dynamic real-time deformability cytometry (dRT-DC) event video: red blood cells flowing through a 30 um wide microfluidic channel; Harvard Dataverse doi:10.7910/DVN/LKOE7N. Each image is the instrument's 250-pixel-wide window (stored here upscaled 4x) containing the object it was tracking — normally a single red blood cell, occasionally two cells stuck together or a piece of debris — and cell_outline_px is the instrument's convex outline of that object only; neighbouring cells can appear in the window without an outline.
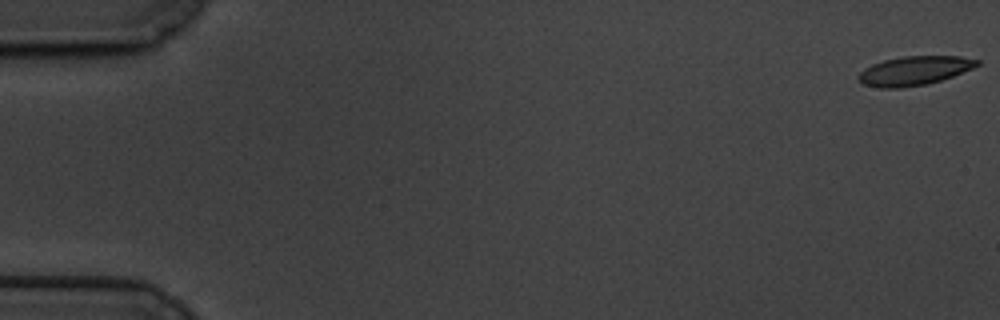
{"species": "common noctule bat (a hibernating species)", "species_latin": "Nyctalus noctula", "temperature_condition": "cold", "stored_images_in_passage": 61, "camera_frame_rate_fps": 3000, "um_per_image_px": 0.085, "animal": {"sex": "male", "body_mass_g": 19.5, "forearm_length_mm": 54.6}, "frame": {"image": 1, "passage_image": 1, "time_ms": 0.0, "image_size_px": [1000, 320], "cell_outline_px": [[980, 64], [972, 68], [952, 76], [940, 80], [924, 84], [900, 88], [880, 88], [864, 84], [856, 80], [856, 76], [864, 68], [872, 64], [884, 60], [904, 56], [960, 56], [980, 60]], "centroid_in_image_um": [77.67, 6.01], "position_along_channel_um": 7.3, "area_um2": 20.0}}
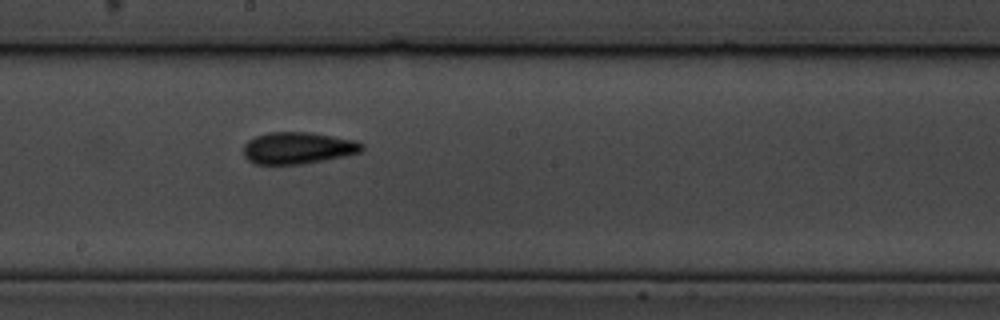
{"frame": {"image": 2, "passage_image": 34, "time_ms": 11.0, "image_size_px": [1000, 320], "cell_outline_px": [[364, 148], [360, 152], [324, 160], [300, 164], [252, 164], [244, 156], [244, 144], [248, 140], [256, 136], [268, 132], [312, 132], [356, 140], [364, 144]], "centroid_in_image_um": [25.31, 12.57], "position_along_channel_um": 222.9, "area_um2": 22.02}}
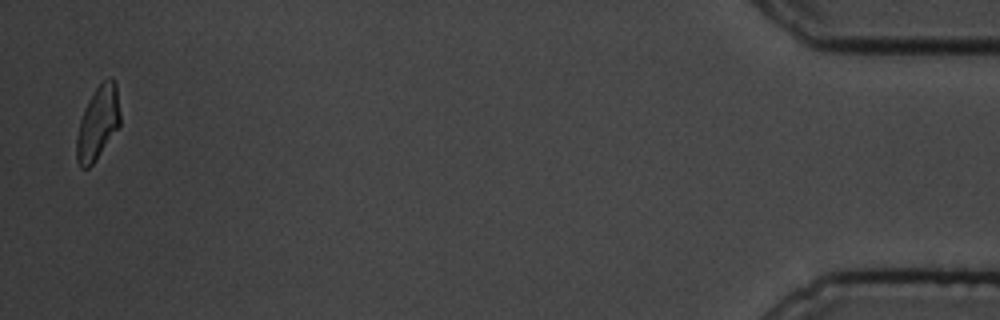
{"frame": {"image": 3, "passage_image": 60, "time_ms": 19.667, "image_size_px": [1000, 320], "cell_outline_px": [[120, 124], [92, 164], [88, 168], [80, 168], [76, 160], [76, 136], [80, 120], [84, 108], [88, 100], [96, 88], [108, 76], [112, 76], [116, 84], [120, 112]], "centroid_in_image_um": [8.3, 10.43], "position_along_channel_um": 426.9, "area_um2": 18.5}, "authors_computed_cell_mechanics": {"area_um2": 20.519, "velocity_mm_per_s": 3.3321, "shape_relaxation_time_tau1_ms": 4.3268, "shape_relaxation_time_tau2_ms": 3.7258, "deformation_change_tau1": 0.1029, "deformation_change_tau2": 0.1034}}